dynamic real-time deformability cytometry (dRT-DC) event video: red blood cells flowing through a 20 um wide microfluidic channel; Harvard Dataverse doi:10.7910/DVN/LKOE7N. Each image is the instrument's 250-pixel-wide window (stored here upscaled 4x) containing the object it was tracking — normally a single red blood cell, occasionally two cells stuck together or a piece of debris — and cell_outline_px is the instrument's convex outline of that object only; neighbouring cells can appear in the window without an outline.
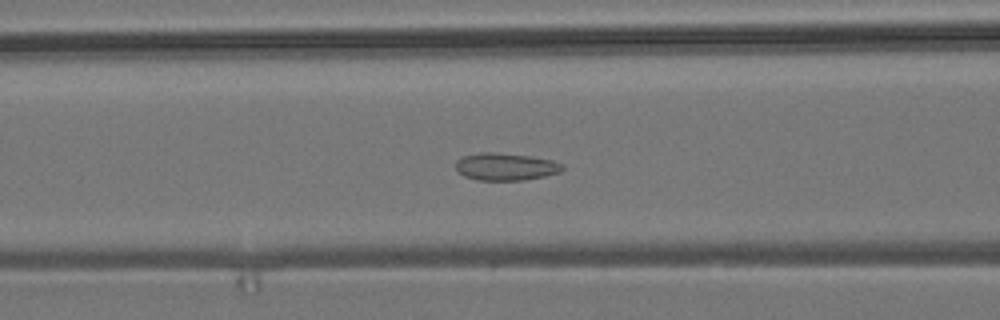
{"species": "common noctule bat (a hibernating species)", "species_latin": "Nyctalus noctula", "temperature_condition": "room temperature", "stored_images_in_passage": 39, "camera_frame_rate_fps": 3000, "um_per_image_px": 0.085, "animal": {"sex": "male", "body_mass_g": 19.2, "forearm_length_mm": 51.8}, "frame": {"image": 1, "passage_image": 6, "time_ms": 1.667, "image_size_px": [1000, 320], "cell_outline_px": [[564, 168], [560, 172], [544, 176], [524, 180], [476, 180], [464, 176], [456, 168], [456, 160], [464, 156], [480, 152], [496, 152], [532, 156], [552, 160], [564, 164]], "centroid_in_image_um": [43.0, 14.16], "position_along_channel_um": 123.6, "area_um2": 17.11}}
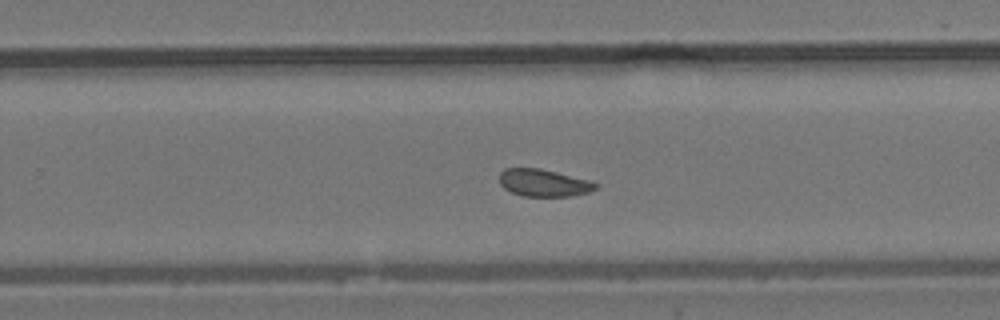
{"frame": {"image": 2, "passage_image": 19, "time_ms": 6.0, "image_size_px": [1000, 320], "cell_outline_px": [[600, 184], [596, 188], [588, 192], [572, 196], [524, 196], [512, 192], [504, 188], [500, 184], [500, 172], [504, 168], [540, 168], [592, 180]], "centroid_in_image_um": [46.24, 15.53], "position_along_channel_um": 283.6, "area_um2": 15.43}}
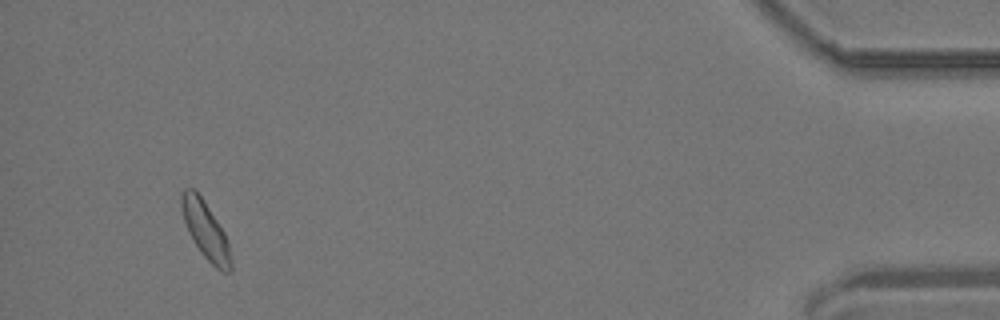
{"frame": {"image": 3, "passage_image": 36, "time_ms": 11.667, "image_size_px": [1000, 320], "cell_outline_px": [[232, 272], [220, 272], [200, 252], [192, 240], [188, 232], [184, 220], [180, 204], [180, 196], [184, 188], [192, 188], [200, 196], [224, 232], [228, 240], [232, 260]], "centroid_in_image_um": [17.48, 19.62], "position_along_channel_um": 417.7, "area_um2": 16.47}, "authors_computed_cell_mechanics": {"area_um2": 16.0684, "velocity_mm_per_s": 3.7041, "shape_relaxation_time_tau1_ms": null, "shape_relaxation_time_tau2_ms": 1.8468, "deformation_change_tau1": null, "deformation_change_tau2": 0.0621}}